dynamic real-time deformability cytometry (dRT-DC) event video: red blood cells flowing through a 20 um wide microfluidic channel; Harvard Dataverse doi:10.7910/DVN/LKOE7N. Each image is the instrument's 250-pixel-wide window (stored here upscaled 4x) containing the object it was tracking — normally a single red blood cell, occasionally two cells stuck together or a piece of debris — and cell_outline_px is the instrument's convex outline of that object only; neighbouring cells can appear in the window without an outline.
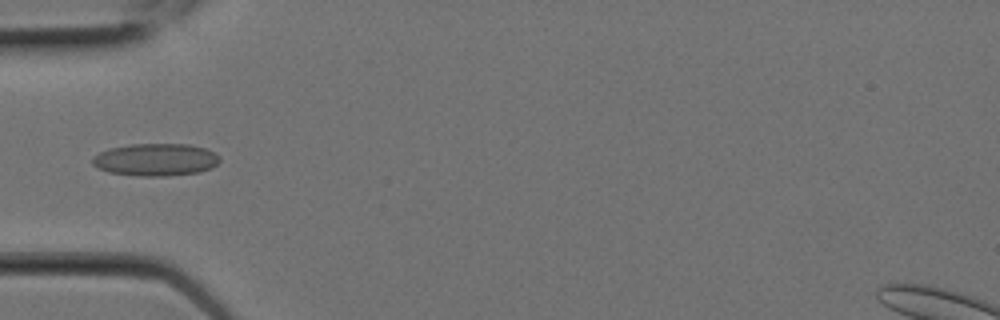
{"species": "Egyptian fruit bat (a non-hibernating species)", "species_latin": "Rousettus aegyptiacus", "temperature_condition": "room temperature", "stored_images_in_passage": 9, "camera_frame_rate_fps": 3000, "um_per_image_px": 0.085, "animal": {"sex": "female"}, "frame": {"image": 1, "passage_image": 6, "time_ms": 1.667, "image_size_px": [1000, 320], "cell_outline_px": [[220, 160], [212, 168], [200, 172], [168, 176], [140, 176], [108, 172], [96, 168], [92, 164], [92, 156], [108, 148], [128, 144], [188, 144], [204, 148], [220, 156]], "centroid_in_image_um": [13.2, 13.57], "position_along_channel_um": 71.8, "area_um2": 24.28}}
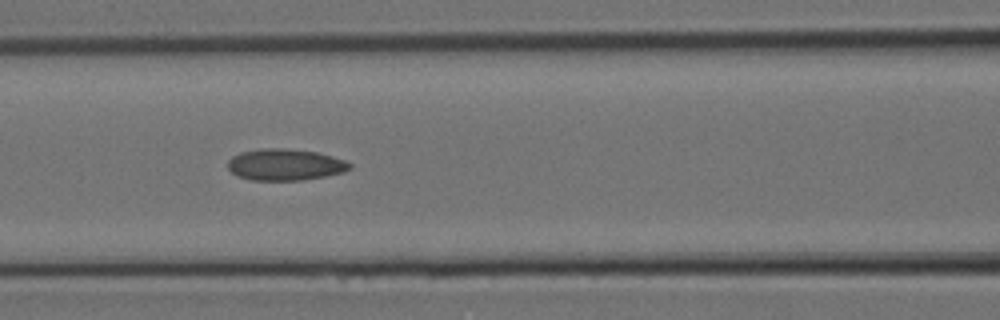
{"frame": {"image": 2, "passage_image": 8, "time_ms": 2.333, "image_size_px": [1000, 320], "cell_outline_px": [[352, 168], [344, 172], [324, 176], [300, 180], [252, 180], [236, 176], [228, 168], [228, 160], [232, 156], [240, 152], [260, 148], [284, 148], [316, 152], [332, 156], [344, 160], [352, 164]], "centroid_in_image_um": [24.21, 13.99], "position_along_channel_um": 142.4, "area_um2": 22.43}}
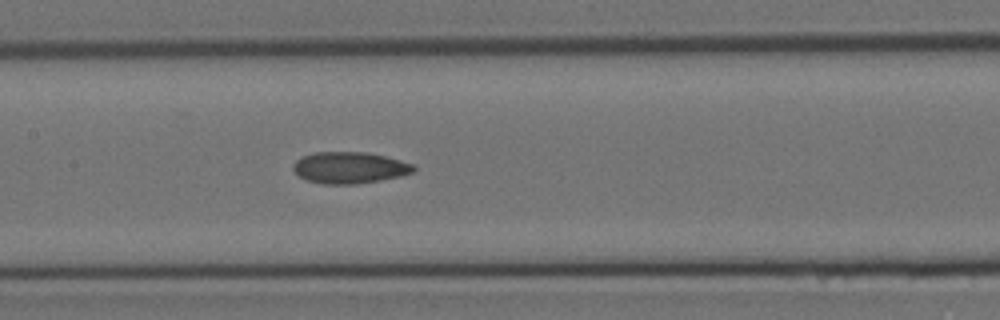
{"frame": {"image": 3, "passage_image": 9, "time_ms": 2.667, "image_size_px": [1000, 320], "cell_outline_px": [[416, 168], [412, 172], [400, 176], [380, 180], [356, 184], [324, 184], [304, 180], [292, 168], [292, 164], [300, 156], [312, 152], [368, 152], [416, 164]], "centroid_in_image_um": [29.69, 14.24], "position_along_channel_um": 177.7, "area_um2": 22.31}}